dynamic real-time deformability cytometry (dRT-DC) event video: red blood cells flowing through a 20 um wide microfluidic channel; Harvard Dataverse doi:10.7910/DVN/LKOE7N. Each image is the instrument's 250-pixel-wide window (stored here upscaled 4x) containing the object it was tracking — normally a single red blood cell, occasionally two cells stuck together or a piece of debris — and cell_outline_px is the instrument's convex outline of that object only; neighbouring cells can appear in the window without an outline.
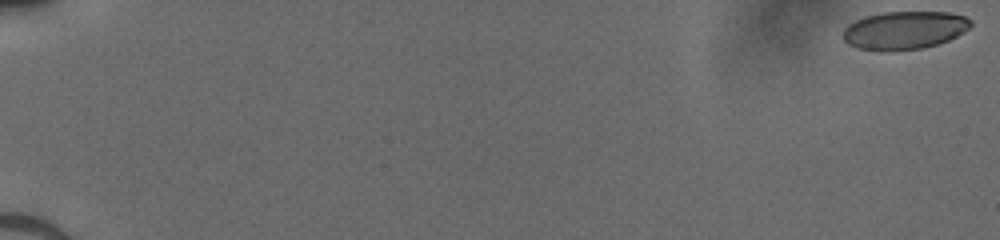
{"species": "human", "species_latin": "Homo sapiens", "temperature_condition": "cold", "stored_images_in_passage": 14, "camera_frame_rate_fps": 3000, "um_per_image_px": 0.085, "donor": {"sex": "male"}, "frame": {"image": 1, "passage_image": 1, "time_ms": 0.0, "image_size_px": [1000, 240], "cell_outline_px": [[972, 24], [964, 32], [948, 40], [936, 44], [920, 48], [856, 48], [848, 44], [844, 40], [844, 28], [848, 24], [864, 16], [884, 12], [948, 12], [964, 16], [972, 20]], "centroid_in_image_um": [76.9, 2.52], "position_along_channel_um": 8.1, "area_um2": 27.51}}